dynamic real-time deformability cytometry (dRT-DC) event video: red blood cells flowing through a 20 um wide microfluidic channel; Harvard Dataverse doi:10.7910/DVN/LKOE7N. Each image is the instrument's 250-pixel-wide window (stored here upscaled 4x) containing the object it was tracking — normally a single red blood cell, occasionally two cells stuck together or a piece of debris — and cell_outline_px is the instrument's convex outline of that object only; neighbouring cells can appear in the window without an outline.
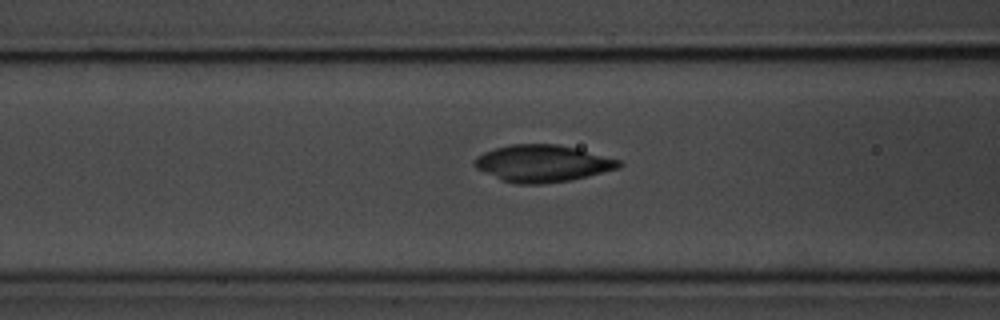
{"species": "common noctule bat (a hibernating species)", "species_latin": "Nyctalus noctula", "temperature_condition": "room temperature", "stored_images_in_passage": 39, "camera_frame_rate_fps": 3000, "um_per_image_px": 0.085, "animal": {"sex": "male", "body_mass_g": 20.1, "forearm_length_mm": 53.5}, "frame": {"image": 1, "passage_image": 15, "time_ms": 4.667, "image_size_px": [1000, 320], "cell_outline_px": [[624, 164], [620, 168], [568, 180], [544, 184], [516, 184], [500, 180], [476, 168], [472, 164], [476, 156], [484, 152], [496, 148], [512, 144], [556, 144], [576, 148], [620, 160]], "centroid_in_image_um": [46.08, 13.89], "position_along_channel_um": 120.5, "area_um2": 31.04}}
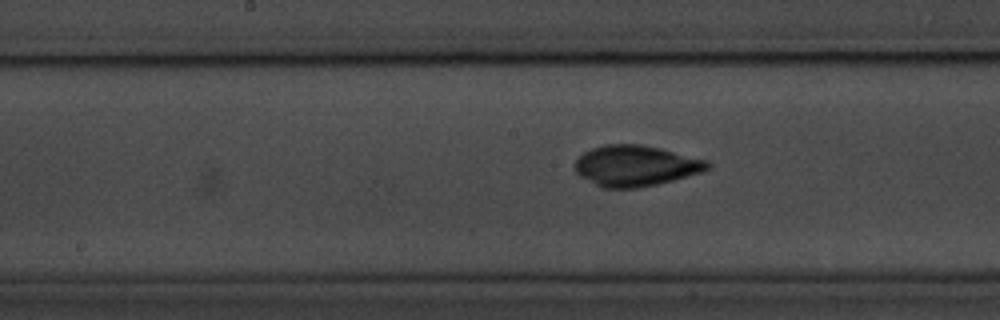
{"frame": {"image": 2, "passage_image": 21, "time_ms": 6.667, "image_size_px": [1000, 320], "cell_outline_px": [[712, 164], [704, 172], [656, 184], [636, 188], [600, 188], [580, 176], [576, 172], [576, 160], [584, 152], [592, 148], [604, 144], [640, 144], [660, 148], [708, 160]], "centroid_in_image_um": [54.04, 14.09], "position_along_channel_um": 194.2, "area_um2": 31.56}}
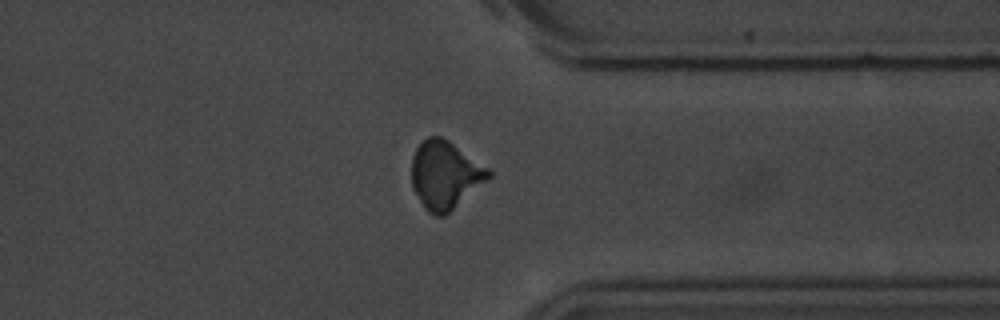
{"frame": {"image": 3, "passage_image": 36, "time_ms": 11.667, "image_size_px": [1000, 320], "cell_outline_px": [[492, 176], [488, 180], [444, 216], [436, 216], [428, 212], [424, 208], [412, 188], [412, 156], [416, 148], [428, 136], [440, 136], [448, 140], [488, 168], [492, 172]], "centroid_in_image_um": [37.82, 14.88], "position_along_channel_um": 373.6, "area_um2": 30.29}}